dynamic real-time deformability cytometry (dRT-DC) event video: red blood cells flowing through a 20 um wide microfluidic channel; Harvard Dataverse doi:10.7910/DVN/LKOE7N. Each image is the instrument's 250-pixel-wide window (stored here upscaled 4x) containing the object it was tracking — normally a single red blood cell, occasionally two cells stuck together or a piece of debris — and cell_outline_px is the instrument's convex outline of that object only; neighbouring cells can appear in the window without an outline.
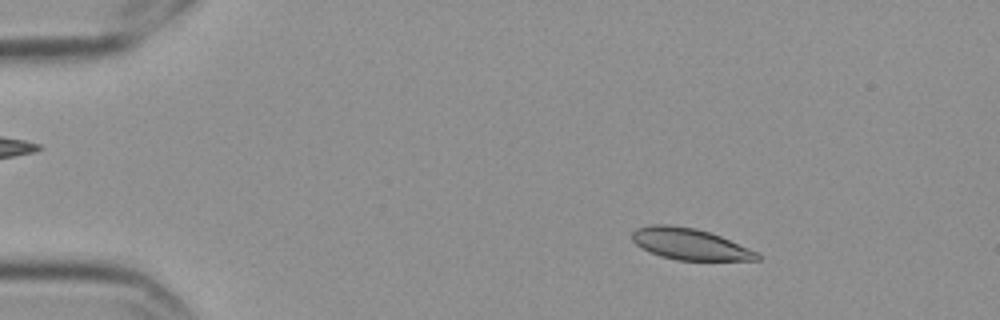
{"species": "Egyptian fruit bat (a non-hibernating species)", "species_latin": "Rousettus aegyptiacus", "temperature_condition": "cold", "stored_images_in_passage": 57, "camera_frame_rate_fps": 3000, "um_per_image_px": 0.085, "frame": {"image": 1, "passage_image": 9, "time_ms": 2.667, "image_size_px": [1000, 320], "cell_outline_px": [[760, 260], [676, 260], [660, 256], [640, 248], [632, 240], [632, 232], [636, 228], [652, 224], [668, 224], [696, 228], [720, 236], [760, 252]], "centroid_in_image_um": [58.63, 20.74], "position_along_channel_um": 26.4, "area_um2": 23.0}}
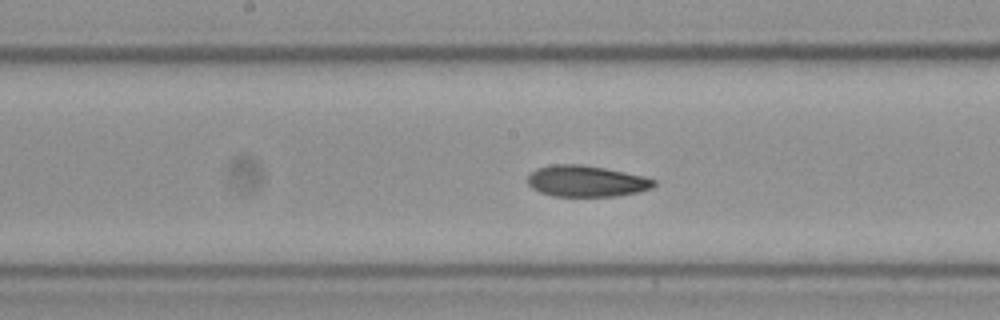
{"frame": {"image": 2, "passage_image": 30, "time_ms": 9.667, "image_size_px": [1000, 320], "cell_outline_px": [[656, 184], [652, 188], [636, 192], [616, 196], [552, 196], [540, 192], [532, 188], [528, 184], [528, 176], [536, 168], [552, 164], [580, 164], [604, 168], [644, 176], [656, 180]], "centroid_in_image_um": [49.82, 15.39], "position_along_channel_um": 198.4, "area_um2": 22.95}}
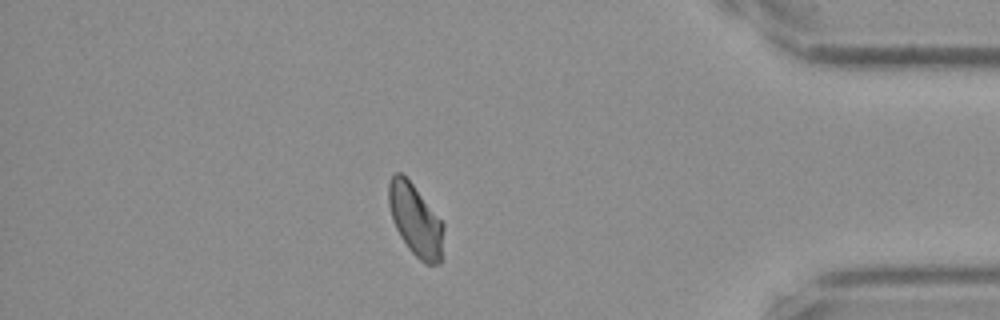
{"frame": {"image": 3, "passage_image": 50, "time_ms": 16.333, "image_size_px": [1000, 320], "cell_outline_px": [[444, 228], [440, 264], [428, 264], [420, 260], [408, 248], [400, 236], [392, 220], [388, 204], [388, 184], [392, 176], [396, 172], [400, 172], [412, 184], [444, 224]], "centroid_in_image_um": [35.3, 18.72], "position_along_channel_um": 399.9, "area_um2": 22.66}, "authors_computed_cell_mechanics": {"area_um2": 23.409, "velocity_mm_per_s": 3.5294, "shape_relaxation_time_tau1_ms": 7.9854, "shape_relaxation_time_tau2_ms": 3.4035, "deformation_change_tau1": 0.1314, "deformation_change_tau2": 0.0832}}